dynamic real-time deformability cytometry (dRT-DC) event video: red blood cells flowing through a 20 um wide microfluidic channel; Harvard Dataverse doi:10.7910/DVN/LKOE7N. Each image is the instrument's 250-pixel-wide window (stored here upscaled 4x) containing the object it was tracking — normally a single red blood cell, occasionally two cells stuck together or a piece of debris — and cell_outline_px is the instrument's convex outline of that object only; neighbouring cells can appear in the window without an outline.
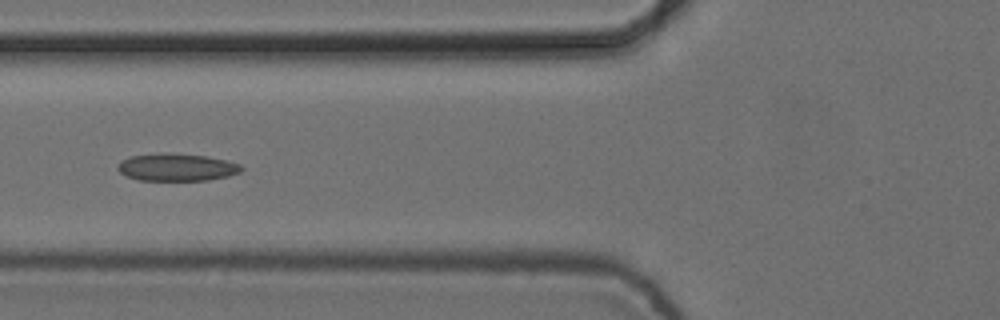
{"species": "common noctule bat (a hibernating species)", "species_latin": "Nyctalus noctula", "temperature_condition": "cold", "stored_images_in_passage": 5, "camera_frame_rate_fps": 3000, "um_per_image_px": 0.085, "animal": {"sex": "female", "body_mass_g": 24.6, "forearm_length_mm": 56.2}, "frame": {"image": 1, "passage_image": 5, "time_ms": 1.333, "image_size_px": [1000, 320], "cell_outline_px": [[244, 168], [240, 172], [228, 176], [208, 180], [140, 180], [128, 176], [120, 172], [116, 168], [120, 160], [132, 156], [204, 156], [224, 160], [240, 164]], "centroid_in_image_um": [15.05, 14.27], "position_along_channel_um": 110.7, "area_um2": 18.61}}